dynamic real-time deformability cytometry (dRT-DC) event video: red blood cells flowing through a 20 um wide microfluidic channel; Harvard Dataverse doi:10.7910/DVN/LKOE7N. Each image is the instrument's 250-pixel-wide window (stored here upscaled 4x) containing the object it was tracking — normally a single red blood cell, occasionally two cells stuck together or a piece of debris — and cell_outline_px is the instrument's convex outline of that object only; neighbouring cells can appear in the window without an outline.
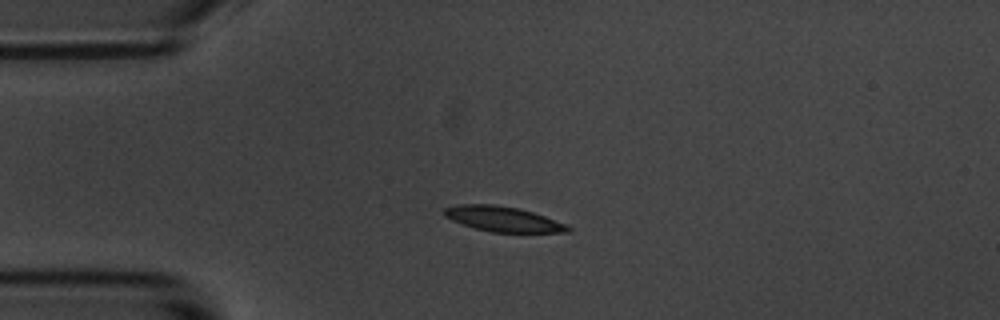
{"species": "common noctule bat (a hibernating species)", "species_latin": "Nyctalus noctula", "temperature_condition": "room temperature", "stored_images_in_passage": 44, "camera_frame_rate_fps": 3000, "um_per_image_px": 0.085, "animal": {"sex": "male", "body_mass_g": 20.1, "forearm_length_mm": 53.5}, "frame": {"image": 1, "passage_image": 1, "time_ms": 0.0, "image_size_px": [1000, 320], "cell_outline_px": [[572, 228], [568, 232], [492, 232], [476, 228], [452, 220], [444, 216], [440, 212], [444, 208], [460, 204], [492, 204], [516, 208], [532, 212], [544, 216], [564, 224]], "centroid_in_image_um": [42.69, 18.61], "position_along_channel_um": 42.3, "area_um2": 17.8}}
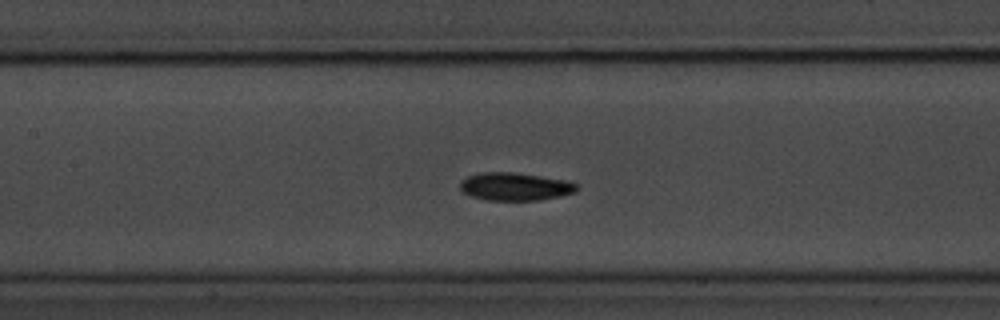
{"frame": {"image": 2, "passage_image": 13, "time_ms": 4.0, "image_size_px": [1000, 320], "cell_outline_px": [[580, 188], [576, 192], [560, 196], [540, 200], [488, 200], [472, 196], [464, 192], [460, 188], [460, 184], [468, 176], [480, 172], [516, 172], [568, 180], [580, 184]], "centroid_in_image_um": [43.87, 15.85], "position_along_channel_um": 163.5, "area_um2": 19.13}}
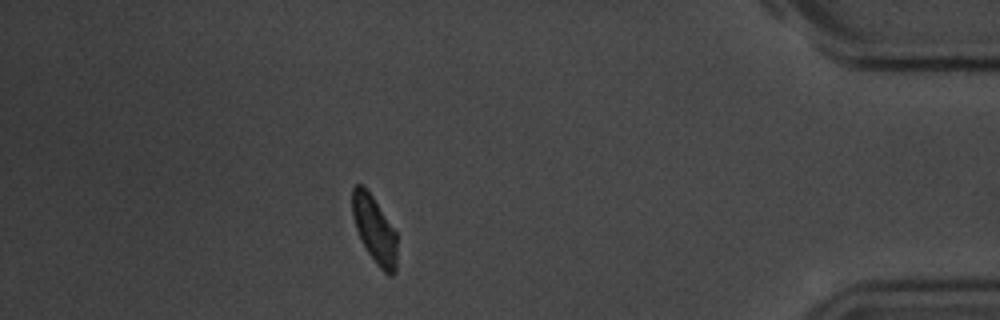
{"frame": {"image": 3, "passage_image": 37, "time_ms": 12.0, "image_size_px": [1000, 320], "cell_outline_px": [[396, 272], [392, 276], [388, 276], [376, 264], [368, 252], [356, 228], [352, 216], [352, 188], [356, 184], [364, 184], [396, 232]], "centroid_in_image_um": [31.83, 19.51], "position_along_channel_um": 403.4, "area_um2": 17.34}, "authors_computed_cell_mechanics": {"area_um2": 18.4093, "velocity_mm_per_s": 3.5679, "shape_relaxation_time_tau1_ms": 4.6813, "shape_relaxation_time_tau2_ms": 5.804, "deformation_change_tau1": 0.1779, "deformation_change_tau2": 0.1141}}